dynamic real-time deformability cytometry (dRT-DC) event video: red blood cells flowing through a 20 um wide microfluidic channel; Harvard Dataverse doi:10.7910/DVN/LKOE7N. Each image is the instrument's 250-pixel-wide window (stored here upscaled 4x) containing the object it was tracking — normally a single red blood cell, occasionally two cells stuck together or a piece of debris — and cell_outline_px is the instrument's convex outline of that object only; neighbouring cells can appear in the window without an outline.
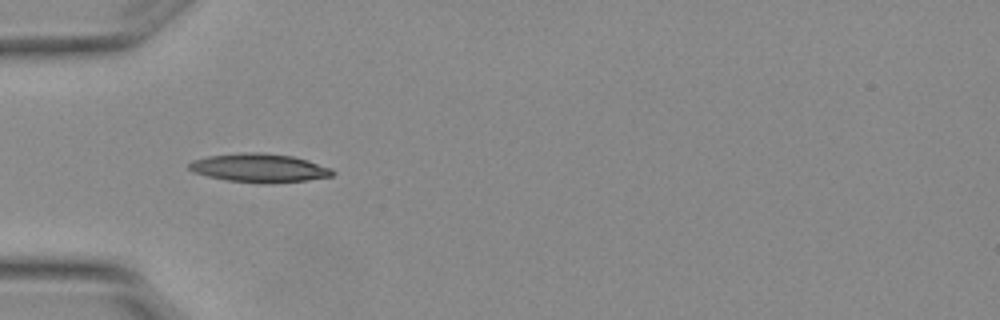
{"species": "Egyptian fruit bat (a non-hibernating species)", "species_latin": "Rousettus aegyptiacus", "temperature_condition": "warm", "stored_images_in_passage": 5, "camera_frame_rate_fps": 3000, "um_per_image_px": 0.085, "animal": {"sex": "female"}, "frame": {"image": 1, "passage_image": 4, "time_ms": 1.0, "image_size_px": [1000, 320], "cell_outline_px": [[336, 172], [332, 176], [304, 180], [228, 180], [208, 176], [192, 172], [188, 168], [188, 164], [192, 160], [208, 156], [244, 152], [256, 152], [292, 156], [308, 160], [332, 168]], "centroid_in_image_um": [22.01, 14.22], "position_along_channel_um": 63.0, "area_um2": 22.77}}
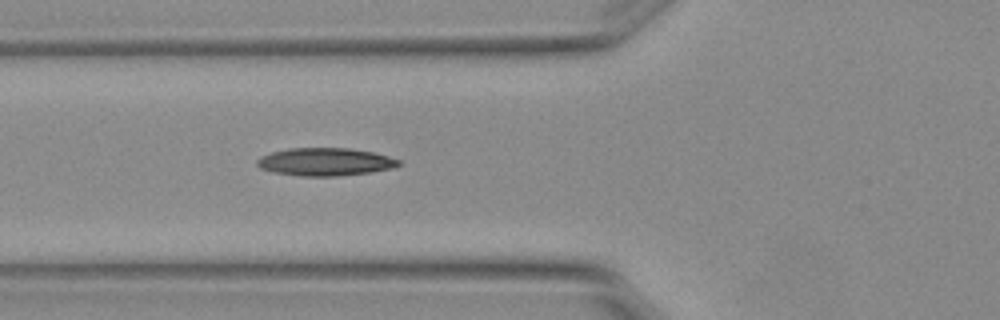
{"frame": {"image": 2, "passage_image": 5, "time_ms": 1.333, "image_size_px": [1000, 320], "cell_outline_px": [[400, 164], [392, 168], [368, 172], [336, 176], [300, 176], [272, 172], [260, 168], [256, 164], [256, 160], [260, 156], [272, 152], [288, 148], [348, 148], [372, 152], [388, 156], [400, 160]], "centroid_in_image_um": [27.59, 13.75], "position_along_channel_um": 98.2, "area_um2": 22.89}}